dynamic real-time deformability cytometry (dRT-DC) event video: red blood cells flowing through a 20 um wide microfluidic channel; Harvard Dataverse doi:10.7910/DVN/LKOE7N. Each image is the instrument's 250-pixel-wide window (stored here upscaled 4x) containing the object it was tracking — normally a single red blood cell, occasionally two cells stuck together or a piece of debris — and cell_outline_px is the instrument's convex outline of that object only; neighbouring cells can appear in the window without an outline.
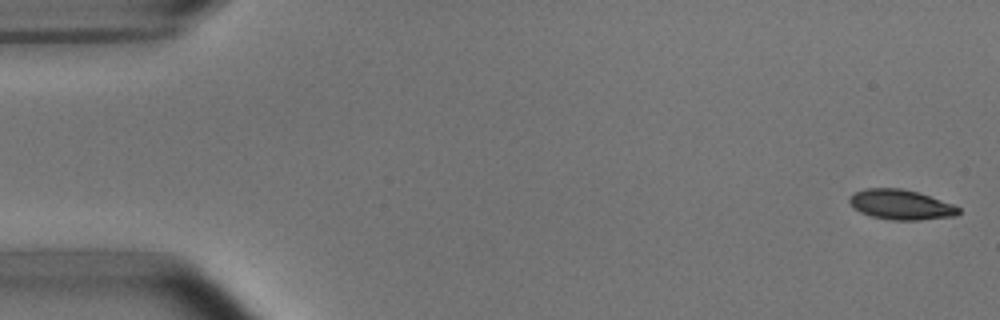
{"species": "common noctule bat (a hibernating species)", "species_latin": "Nyctalus noctula", "temperature_condition": "room temperature", "stored_images_in_passage": 5, "camera_frame_rate_fps": 3000, "um_per_image_px": 0.085, "animal": {"sex": "male", "body_mass_g": 15.6}, "frame": {"image": 1, "passage_image": 1, "time_ms": 0.0, "image_size_px": [1000, 320], "cell_outline_px": [[960, 212], [956, 216], [920, 220], [892, 220], [872, 216], [860, 212], [848, 200], [856, 192], [868, 188], [900, 188], [916, 192], [952, 204], [960, 208]], "centroid_in_image_um": [76.6, 17.41], "position_along_channel_um": 8.4, "area_um2": 18.67}}
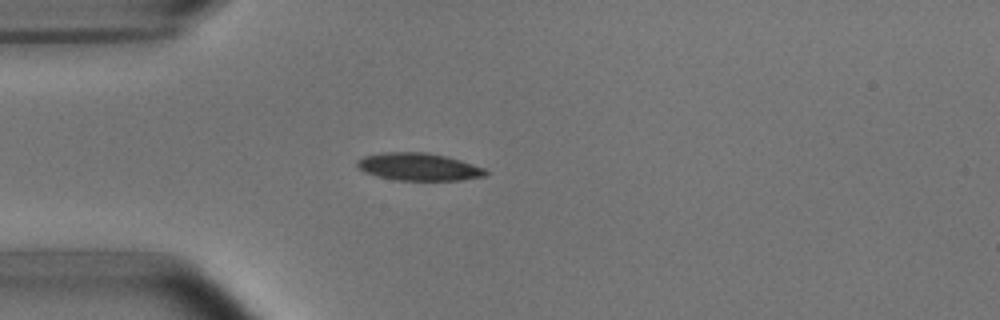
{"frame": {"image": 2, "passage_image": 4, "time_ms": 4.333, "image_size_px": [1000, 320], "cell_outline_px": [[488, 176], [460, 180], [396, 180], [376, 176], [364, 172], [356, 164], [356, 160], [364, 156], [380, 152], [428, 152], [448, 156], [484, 168], [488, 172]], "centroid_in_image_um": [35.59, 14.17], "position_along_channel_um": 49.4, "area_um2": 20.81}}